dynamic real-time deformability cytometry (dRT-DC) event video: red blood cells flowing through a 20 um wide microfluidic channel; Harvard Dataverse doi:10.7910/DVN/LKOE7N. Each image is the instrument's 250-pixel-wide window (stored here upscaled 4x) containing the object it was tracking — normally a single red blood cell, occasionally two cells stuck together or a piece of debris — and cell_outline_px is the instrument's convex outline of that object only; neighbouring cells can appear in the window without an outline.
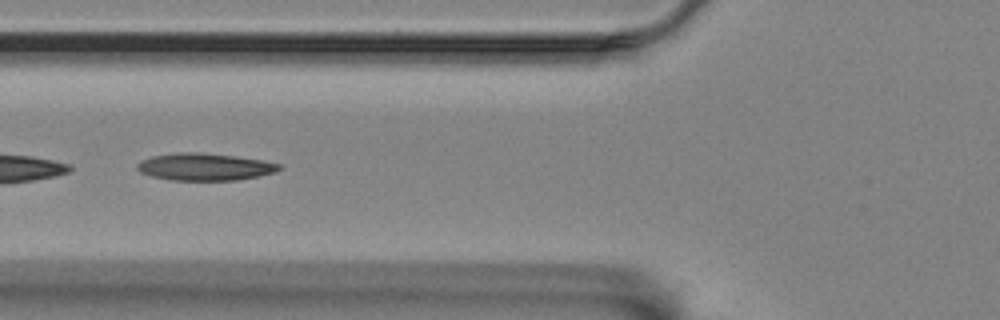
{"species": "Egyptian fruit bat (a non-hibernating species)", "species_latin": "Rousettus aegyptiacus", "temperature_condition": "room temperature", "stored_images_in_passage": 24, "camera_frame_rate_fps": 3000, "um_per_image_px": 0.085, "animal": {"sex": "female"}, "frame": {"image": 1, "passage_image": 21, "time_ms": 6.667, "image_size_px": [1000, 320], "cell_outline_px": [[280, 168], [276, 172], [236, 180], [168, 180], [152, 176], [140, 172], [136, 168], [136, 164], [140, 160], [152, 156], [184, 152], [196, 152], [236, 156], [260, 160], [280, 164]], "centroid_in_image_um": [17.35, 14.18], "position_along_channel_um": 108.5, "area_um2": 22.31}}